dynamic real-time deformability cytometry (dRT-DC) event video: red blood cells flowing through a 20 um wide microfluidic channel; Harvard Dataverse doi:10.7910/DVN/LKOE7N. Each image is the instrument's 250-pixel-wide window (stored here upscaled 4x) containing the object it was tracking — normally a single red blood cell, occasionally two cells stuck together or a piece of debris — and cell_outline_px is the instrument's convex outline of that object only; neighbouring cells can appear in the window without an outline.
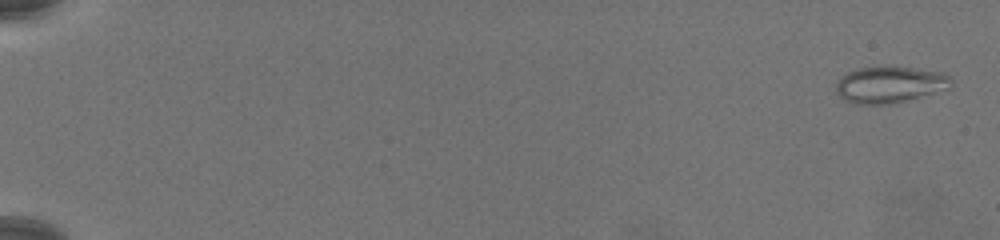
{"species": "common noctule bat (a hibernating species)", "species_latin": "Nyctalus noctula", "temperature_condition": "warm", "stored_images_in_passage": 60, "camera_frame_rate_fps": 3000, "um_per_image_px": 0.085, "animal": {"sex": "female", "body_mass_g": 19.5, "forearm_length_mm": 54.1}, "frame": {"image": 1, "passage_image": 3, "time_ms": 0.667, "image_size_px": [1000, 240], "cell_outline_px": [[952, 88], [888, 104], [856, 104], [844, 100], [836, 92], [836, 80], [848, 72], [860, 68], [912, 68], [940, 72], [948, 76], [952, 80]], "centroid_in_image_um": [75.61, 7.21], "position_along_channel_um": 9.4, "area_um2": 23.93}}
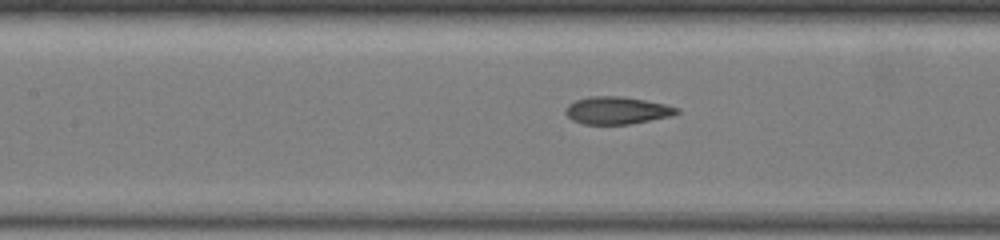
{"frame": {"image": 2, "passage_image": 41, "time_ms": 13.333, "image_size_px": [1000, 240], "cell_outline_px": [[680, 112], [672, 116], [628, 124], [584, 124], [572, 120], [564, 112], [564, 108], [568, 104], [576, 100], [588, 96], [624, 96], [664, 104], [680, 108]], "centroid_in_image_um": [52.42, 9.38], "position_along_channel_um": 155.0, "area_um2": 17.86}}
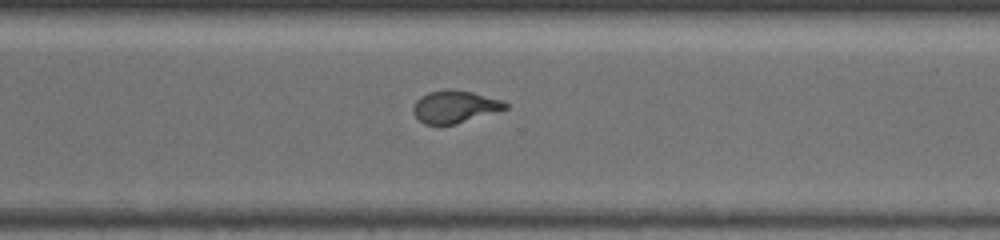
{"frame": {"image": 3, "passage_image": 60, "time_ms": 19.667, "image_size_px": [1000, 240], "cell_outline_px": [[508, 108], [456, 124], [424, 124], [412, 112], [412, 108], [416, 100], [420, 96], [428, 92], [472, 92], [500, 100], [508, 104]], "centroid_in_image_um": [38.63, 9.11], "position_along_channel_um": 332.0, "area_um2": 16.65}}